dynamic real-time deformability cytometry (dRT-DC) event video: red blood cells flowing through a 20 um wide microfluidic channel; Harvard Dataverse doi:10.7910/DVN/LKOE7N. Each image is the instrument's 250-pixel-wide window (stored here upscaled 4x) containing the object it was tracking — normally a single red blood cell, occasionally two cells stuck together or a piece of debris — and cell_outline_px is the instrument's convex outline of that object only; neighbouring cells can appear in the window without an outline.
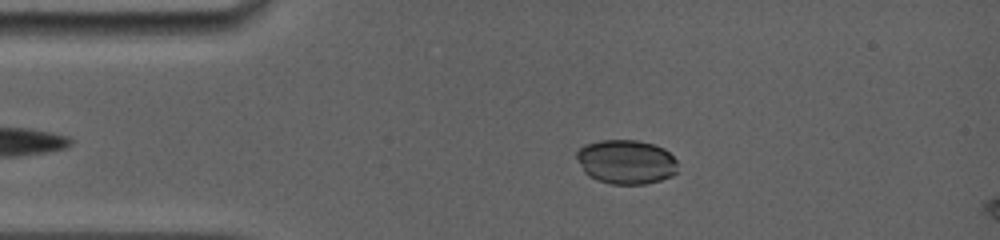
{"species": "common noctule bat (a hibernating species)", "species_latin": "Nyctalus noctula", "temperature_condition": "room temperature", "stored_images_in_passage": 11, "camera_frame_rate_fps": 5000, "um_per_image_px": 0.085, "animal": {"sex": "female", "body_mass_g": 19.0, "forearm_length_mm": 56.7}, "frame": {"image": 1, "passage_image": 5, "time_ms": 1.0, "image_size_px": [1000, 240], "cell_outline_px": [[676, 172], [672, 176], [660, 180], [644, 184], [608, 184], [596, 180], [588, 176], [584, 172], [576, 156], [576, 152], [584, 144], [600, 140], [636, 140], [652, 144], [664, 148], [676, 160]], "centroid_in_image_um": [53.19, 13.76], "position_along_channel_um": 31.8, "area_um2": 26.13}}